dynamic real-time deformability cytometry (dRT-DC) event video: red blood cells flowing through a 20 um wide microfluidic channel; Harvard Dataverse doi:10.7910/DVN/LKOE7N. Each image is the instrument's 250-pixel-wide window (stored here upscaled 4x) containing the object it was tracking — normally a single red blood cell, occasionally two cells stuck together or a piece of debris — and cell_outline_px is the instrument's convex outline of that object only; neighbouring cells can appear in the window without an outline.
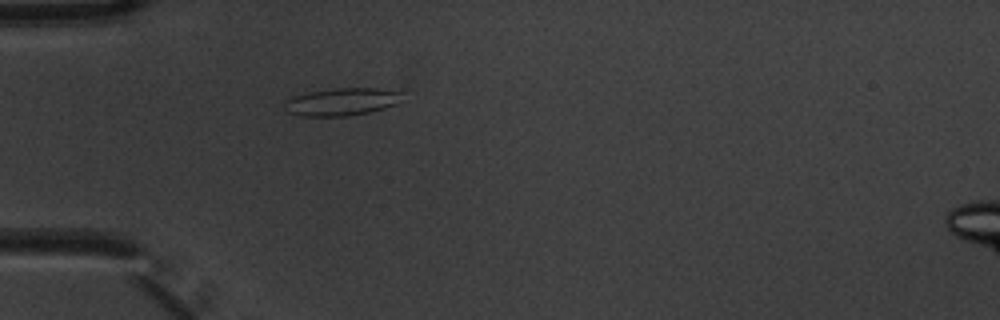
{"species": "common noctule bat (a hibernating species)", "species_latin": "Nyctalus noctula", "temperature_condition": "warm", "stored_images_in_passage": 1, "camera_frame_rate_fps": 3000, "um_per_image_px": 0.085, "animal": {"sex": "male", "body_mass_g": 20.1, "forearm_length_mm": 53.5}, "frame": {"image": 1, "passage_image": 1, "time_ms": 0.0, "image_size_px": [1000, 320], "cell_outline_px": [[400, 92], [396, 104], [384, 108], [368, 112], [344, 116], [300, 116], [288, 112], [284, 104], [284, 100], [292, 96], [332, 88], [376, 88]], "centroid_in_image_um": [28.96, 8.65], "position_along_channel_um": 56.0, "area_um2": 18.55}}